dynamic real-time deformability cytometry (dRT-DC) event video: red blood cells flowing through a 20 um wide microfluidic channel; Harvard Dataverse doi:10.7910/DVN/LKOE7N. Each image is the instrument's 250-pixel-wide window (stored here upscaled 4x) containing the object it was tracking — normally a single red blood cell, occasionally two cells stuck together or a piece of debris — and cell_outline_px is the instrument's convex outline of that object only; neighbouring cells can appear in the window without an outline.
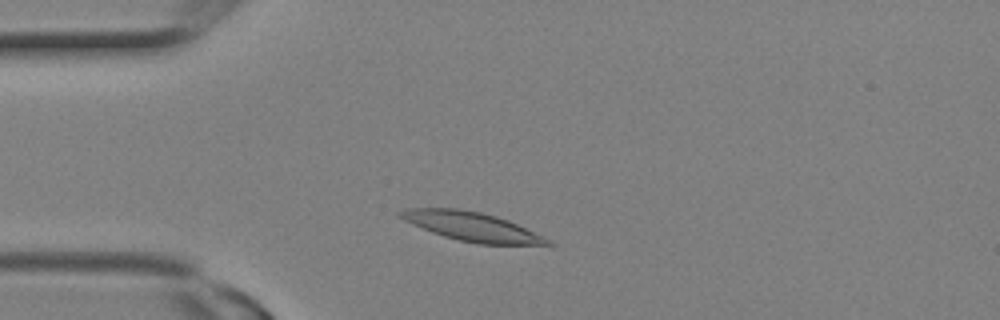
{"species": "Egyptian fruit bat (a non-hibernating species)", "species_latin": "Rousettus aegyptiacus", "temperature_condition": "room temperature", "stored_images_in_passage": 9, "camera_frame_rate_fps": 3000, "um_per_image_px": 0.085, "animal": {"sex": "female"}, "frame": {"image": 1, "passage_image": 3, "time_ms": 0.667, "image_size_px": [1000, 320], "cell_outline_px": [[556, 244], [480, 244], [460, 240], [444, 236], [432, 232], [412, 224], [404, 220], [396, 212], [404, 208], [456, 208], [480, 212], [496, 216], [508, 220]], "centroid_in_image_um": [40.0, 19.23], "position_along_channel_um": 45.0, "area_um2": 24.22}}
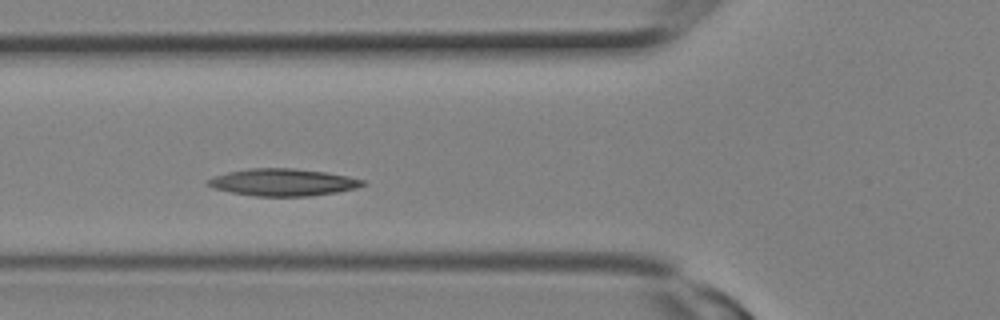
{"frame": {"image": 2, "passage_image": 6, "time_ms": 1.667, "image_size_px": [1000, 320], "cell_outline_px": [[364, 184], [356, 188], [336, 192], [308, 196], [256, 196], [232, 192], [212, 188], [208, 184], [208, 180], [216, 176], [228, 172], [248, 168], [292, 168], [324, 172], [348, 176], [364, 180]], "centroid_in_image_um": [24.05, 15.49], "position_along_channel_um": 101.8, "area_um2": 24.16}}
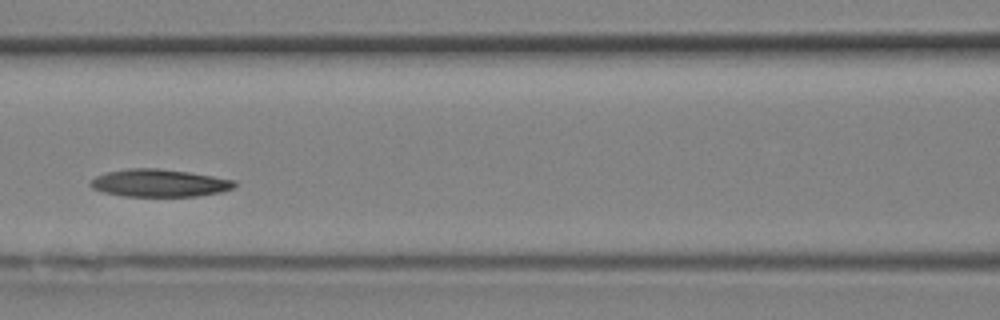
{"frame": {"image": 3, "passage_image": 8, "time_ms": 2.333, "image_size_px": [1000, 320], "cell_outline_px": [[236, 184], [232, 188], [220, 192], [196, 196], [124, 196], [104, 192], [92, 188], [88, 184], [88, 180], [96, 176], [108, 172], [128, 168], [160, 168], [188, 172], [236, 180]], "centroid_in_image_um": [13.5, 15.55], "position_along_channel_um": 153.1, "area_um2": 23.12}}